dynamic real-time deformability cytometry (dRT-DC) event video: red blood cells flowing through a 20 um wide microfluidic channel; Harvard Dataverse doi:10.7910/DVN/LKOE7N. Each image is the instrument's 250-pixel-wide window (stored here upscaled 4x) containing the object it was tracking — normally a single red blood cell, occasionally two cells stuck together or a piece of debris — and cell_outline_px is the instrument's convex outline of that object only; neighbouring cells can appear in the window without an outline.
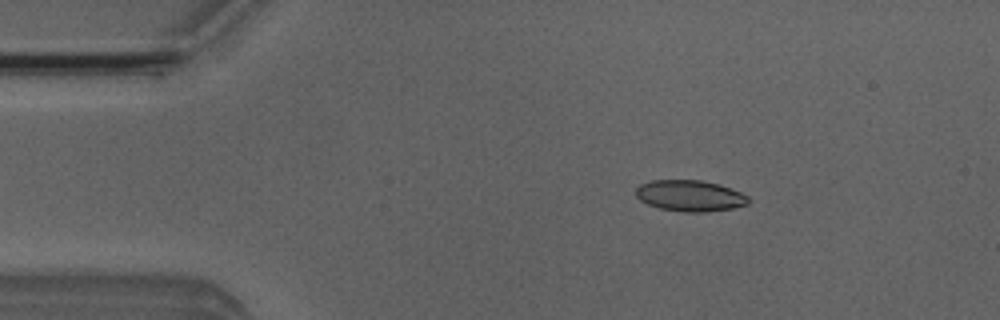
{"species": "Egyptian fruit bat (a non-hibernating species)", "species_latin": "Rousettus aegyptiacus", "temperature_condition": "room temperature", "stored_images_in_passage": 50, "camera_frame_rate_fps": 3000, "um_per_image_px": 0.085, "animal": {"sex": "male"}, "frame": {"image": 1, "passage_image": 7, "time_ms": 2.0, "image_size_px": [1000, 320], "cell_outline_px": [[752, 200], [748, 204], [732, 208], [708, 212], [684, 212], [660, 208], [648, 204], [640, 200], [636, 196], [636, 188], [640, 184], [652, 180], [700, 180], [720, 184], [740, 192], [748, 196]], "centroid_in_image_um": [58.67, 16.64], "position_along_channel_um": 26.3, "area_um2": 20.52}}
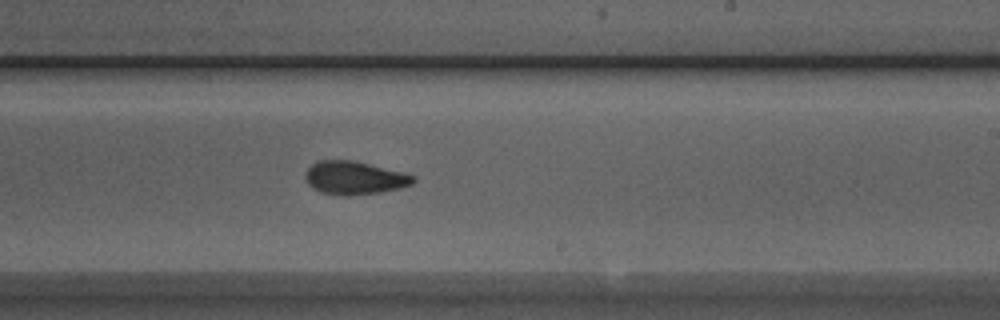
{"frame": {"image": 2, "passage_image": 29, "time_ms": 9.333, "image_size_px": [1000, 320], "cell_outline_px": [[416, 180], [412, 184], [400, 188], [380, 192], [352, 196], [340, 196], [320, 192], [312, 188], [308, 184], [304, 176], [308, 168], [316, 160], [352, 160], [404, 172], [416, 176]], "centroid_in_image_um": [30.12, 15.13], "position_along_channel_um": 258.9, "area_um2": 21.15}}
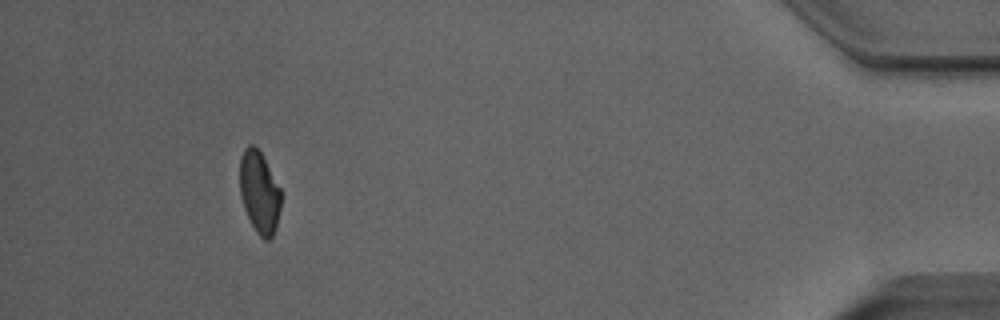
{"frame": {"image": 3, "passage_image": 46, "time_ms": 15.0, "image_size_px": [1000, 320], "cell_outline_px": [[280, 208], [276, 228], [272, 236], [268, 240], [264, 240], [256, 232], [244, 208], [240, 196], [240, 156], [244, 148], [248, 144], [252, 144], [260, 152], [280, 188]], "centroid_in_image_um": [22.03, 16.34], "position_along_channel_um": 413.2, "area_um2": 19.48}, "authors_computed_cell_mechanics": {"area_um2": 20.5768, "velocity_mm_per_s": 3.96, "shape_relaxation_time_tau1_ms": 7.0295, "shape_relaxation_time_tau2_ms": 2.228, "deformation_change_tau1": 0.157, "deformation_change_tau2": 0.0775}}